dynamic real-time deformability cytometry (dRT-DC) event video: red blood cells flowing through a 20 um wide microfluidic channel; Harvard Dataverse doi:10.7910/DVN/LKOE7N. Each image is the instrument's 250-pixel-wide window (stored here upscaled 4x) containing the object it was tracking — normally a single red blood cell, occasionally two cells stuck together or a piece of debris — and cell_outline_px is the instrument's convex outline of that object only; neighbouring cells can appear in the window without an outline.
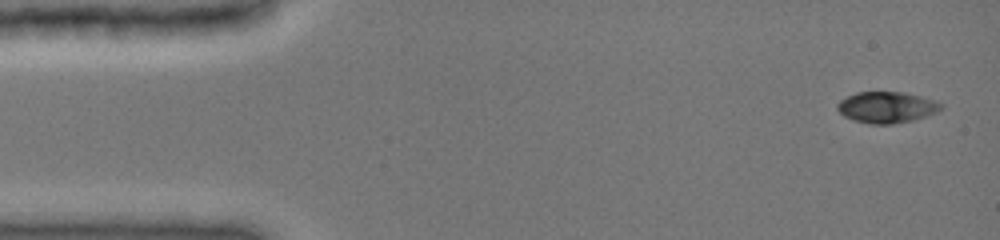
{"species": "common noctule bat (a hibernating species)", "species_latin": "Nyctalus noctula", "temperature_condition": "cold", "stored_images_in_passage": 11, "camera_frame_rate_fps": 3000, "um_per_image_px": 0.085, "animal": {"sex": "female", "body_mass_g": 19.0, "forearm_length_mm": 51.5}, "frame": {"image": 1, "passage_image": 1, "time_ms": 0.0, "image_size_px": [1000, 240], "cell_outline_px": [[944, 104], [936, 112], [912, 120], [892, 124], [868, 124], [852, 120], [844, 116], [836, 108], [836, 104], [840, 100], [856, 92], [904, 92], [936, 100]], "centroid_in_image_um": [75.34, 9.12], "position_along_channel_um": 9.7, "area_um2": 18.84}}
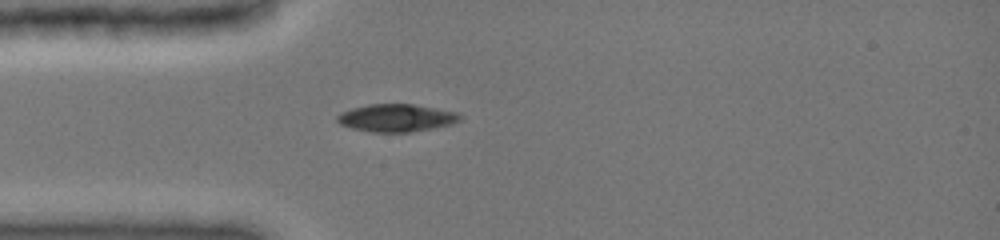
{"frame": {"image": 2, "passage_image": 7, "time_ms": 2.0, "image_size_px": [1000, 240], "cell_outline_px": [[464, 116], [460, 120], [452, 124], [432, 128], [408, 132], [372, 132], [352, 128], [340, 124], [336, 120], [336, 116], [340, 112], [352, 108], [368, 104], [412, 104], [456, 112]], "centroid_in_image_um": [33.67, 10.02], "position_along_channel_um": 51.3, "area_um2": 19.71}}
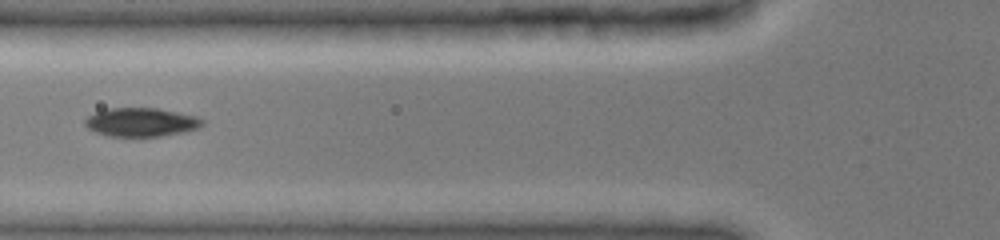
{"frame": {"image": 3, "passage_image": 10, "time_ms": 3.0, "image_size_px": [1000, 240], "cell_outline_px": [[204, 124], [200, 128], [184, 132], [160, 136], [108, 136], [96, 132], [88, 128], [84, 124], [84, 120], [88, 116], [96, 112], [108, 108], [156, 108], [196, 116], [204, 120]], "centroid_in_image_um": [12.01, 10.39], "position_along_channel_um": 113.8, "area_um2": 19.59}}